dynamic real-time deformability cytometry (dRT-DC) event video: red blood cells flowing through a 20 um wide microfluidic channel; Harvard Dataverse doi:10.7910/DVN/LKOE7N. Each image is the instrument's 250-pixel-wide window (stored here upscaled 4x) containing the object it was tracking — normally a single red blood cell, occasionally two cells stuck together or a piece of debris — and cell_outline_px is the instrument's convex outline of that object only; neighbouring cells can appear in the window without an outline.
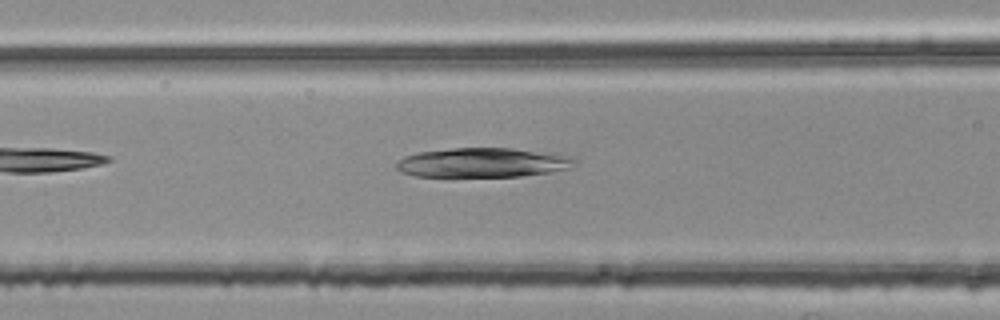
{"species": "common noctule bat (a hibernating species)", "species_latin": "Nyctalus noctula", "temperature_condition": "room temperature", "stored_images_in_passage": 35, "camera_frame_rate_fps": 3000, "um_per_image_px": 0.085, "animal": {"sex": "female", "body_mass_g": 25.1}, "frame": {"image": 1, "passage_image": 9, "time_ms": 2.667, "image_size_px": [1000, 320], "cell_outline_px": [[576, 160], [568, 168], [552, 172], [520, 176], [412, 176], [400, 172], [396, 168], [396, 164], [404, 156], [416, 152], [452, 148], [512, 148], [556, 152], [576, 156]], "centroid_in_image_um": [41.08, 13.8], "position_along_channel_um": 125.5, "area_um2": 30.98}}
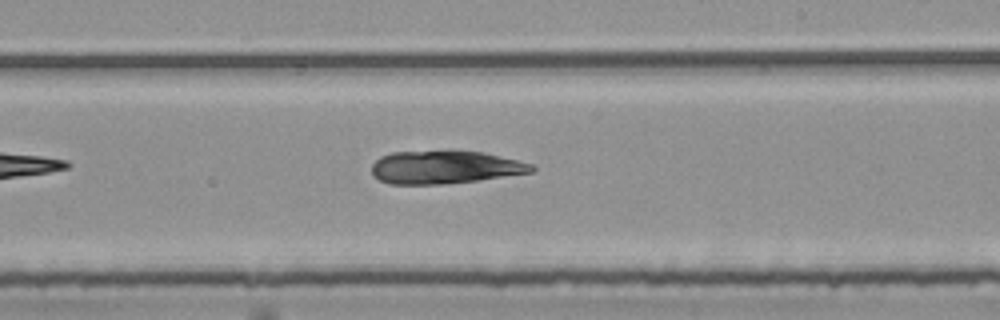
{"frame": {"image": 2, "passage_image": 19, "time_ms": 6.0, "image_size_px": [1000, 320], "cell_outline_px": [[536, 168], [532, 172], [476, 180], [440, 184], [388, 184], [372, 176], [372, 164], [380, 156], [392, 152], [484, 152], [532, 164]], "centroid_in_image_um": [37.77, 14.23], "position_along_channel_um": 251.2, "area_um2": 30.17}}
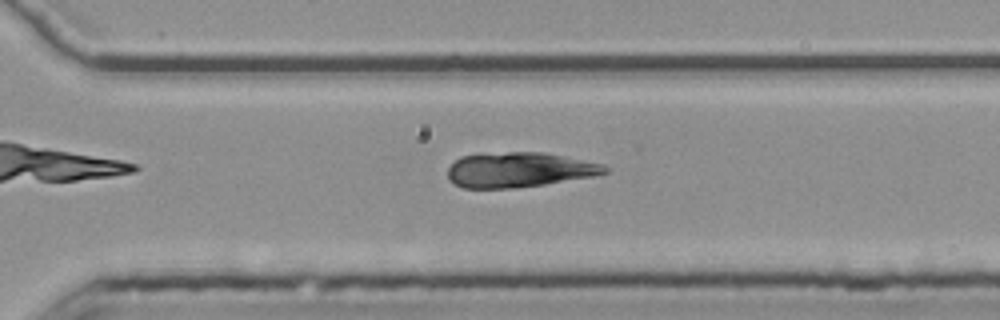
{"frame": {"image": 3, "passage_image": 25, "time_ms": 8.0, "image_size_px": [1000, 320], "cell_outline_px": [[612, 168], [608, 172], [596, 176], [544, 184], [516, 188], [464, 188], [456, 184], [448, 176], [448, 168], [460, 156], [508, 152], [544, 152], [600, 164]], "centroid_in_image_um": [44.16, 14.44], "position_along_channel_um": 326.4, "area_um2": 31.73}}